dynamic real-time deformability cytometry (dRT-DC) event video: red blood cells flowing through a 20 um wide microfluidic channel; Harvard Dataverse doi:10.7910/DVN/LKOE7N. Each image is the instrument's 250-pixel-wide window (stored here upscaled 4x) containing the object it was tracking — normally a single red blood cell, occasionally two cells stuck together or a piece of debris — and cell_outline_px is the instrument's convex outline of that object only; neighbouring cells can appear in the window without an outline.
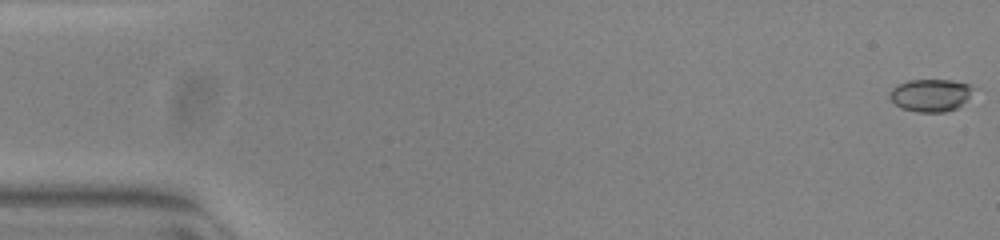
{"species": "common noctule bat (a hibernating species)", "species_latin": "Nyctalus noctula", "temperature_condition": "warm", "stored_images_in_passage": 54, "camera_frame_rate_fps": 3000, "um_per_image_px": 0.085, "animal": {"sex": "female", "body_mass_g": 23.0, "forearm_length_mm": 53.4}, "frame": {"image": 1, "passage_image": 1, "time_ms": 0.0, "image_size_px": [1000, 240], "cell_outline_px": [[972, 88], [968, 96], [956, 108], [944, 112], [916, 112], [900, 108], [888, 96], [888, 92], [896, 84], [908, 80], [952, 80], [972, 84]], "centroid_in_image_um": [79.02, 8.08], "position_along_channel_um": 6.0, "area_um2": 15.78}}
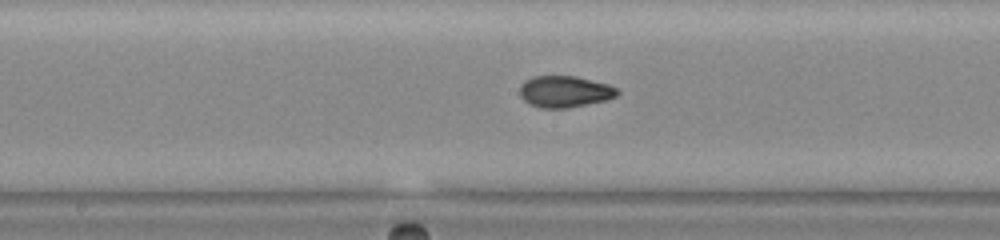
{"frame": {"image": 2, "passage_image": 28, "time_ms": 9.0, "image_size_px": [1000, 240], "cell_outline_px": [[620, 92], [616, 96], [604, 100], [568, 108], [540, 108], [528, 104], [520, 96], [520, 84], [524, 80], [532, 76], [576, 76], [608, 84], [620, 88]], "centroid_in_image_um": [47.98, 7.78], "position_along_channel_um": 200.2, "area_um2": 18.09}}
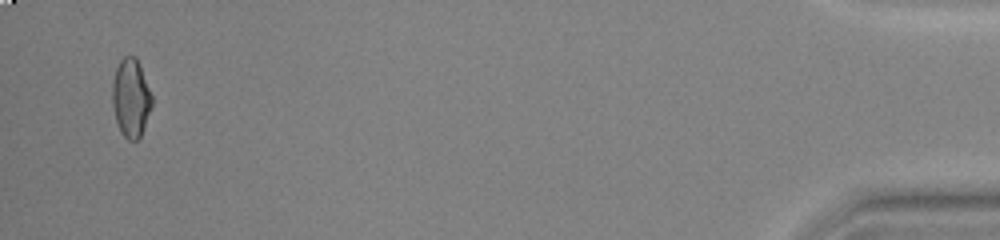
{"frame": {"image": 3, "passage_image": 52, "time_ms": 17.0, "image_size_px": [1000, 240], "cell_outline_px": [[152, 108], [140, 136], [136, 140], [128, 140], [120, 132], [116, 120], [112, 104], [112, 84], [116, 68], [120, 60], [124, 56], [136, 56], [140, 64], [152, 96]], "centroid_in_image_um": [11.13, 8.31], "position_along_channel_um": 424.1, "area_um2": 18.15}, "authors_computed_cell_mechanics": {"area_um2": 17.5712, "velocity_mm_per_s": 3.8974, "shape_relaxation_time_tau1_ms": null, "shape_relaxation_time_tau2_ms": 0.8192, "deformation_change_tau1": null, "deformation_change_tau2": 0.058}}